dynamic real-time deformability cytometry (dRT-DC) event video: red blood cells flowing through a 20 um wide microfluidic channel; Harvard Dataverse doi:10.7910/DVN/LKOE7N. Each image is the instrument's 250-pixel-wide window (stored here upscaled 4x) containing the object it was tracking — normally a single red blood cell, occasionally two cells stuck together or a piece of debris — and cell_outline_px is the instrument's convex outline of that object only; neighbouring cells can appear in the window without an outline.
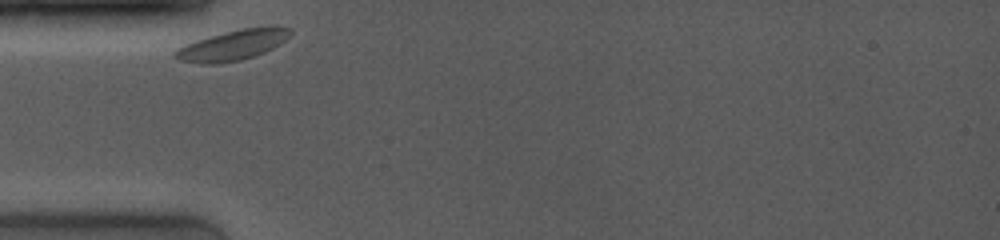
{"species": "common noctule bat (a hibernating species)", "species_latin": "Nyctalus noctula", "temperature_condition": "room temperature", "stored_images_in_passage": 11, "camera_frame_rate_fps": 4000, "um_per_image_px": 0.085, "animal": {"sex": "female", "body_mass_g": 19.0, "forearm_length_mm": 53.3}, "frame": {"image": 1, "passage_image": 1, "time_ms": 0.0, "image_size_px": [1000, 240], "cell_outline_px": [[292, 32], [280, 44], [264, 52], [240, 60], [216, 64], [204, 64], [180, 60], [172, 56], [172, 52], [184, 44], [208, 36], [224, 32], [244, 28], [268, 24], [272, 24], [292, 28]], "centroid_in_image_um": [19.79, 3.8], "position_along_channel_um": 65.2, "area_um2": 20.63}}
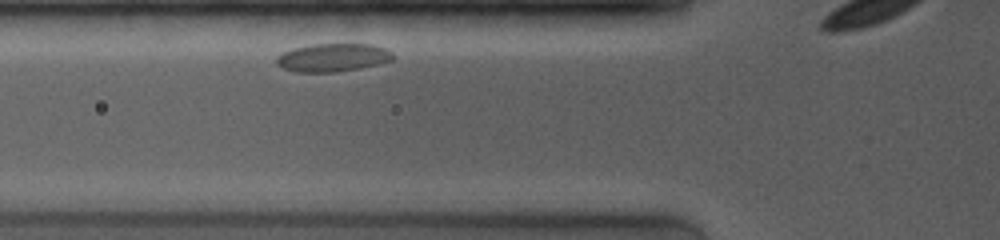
{"frame": {"image": 2, "passage_image": 5, "time_ms": 1.0, "image_size_px": [1000, 240], "cell_outline_px": [[392, 60], [376, 64], [356, 68], [332, 72], [296, 72], [284, 68], [276, 64], [276, 56], [292, 48], [312, 44], [372, 44], [384, 48], [392, 52]], "centroid_in_image_um": [28.24, 4.88], "position_along_channel_um": 97.6, "area_um2": 18.84}}